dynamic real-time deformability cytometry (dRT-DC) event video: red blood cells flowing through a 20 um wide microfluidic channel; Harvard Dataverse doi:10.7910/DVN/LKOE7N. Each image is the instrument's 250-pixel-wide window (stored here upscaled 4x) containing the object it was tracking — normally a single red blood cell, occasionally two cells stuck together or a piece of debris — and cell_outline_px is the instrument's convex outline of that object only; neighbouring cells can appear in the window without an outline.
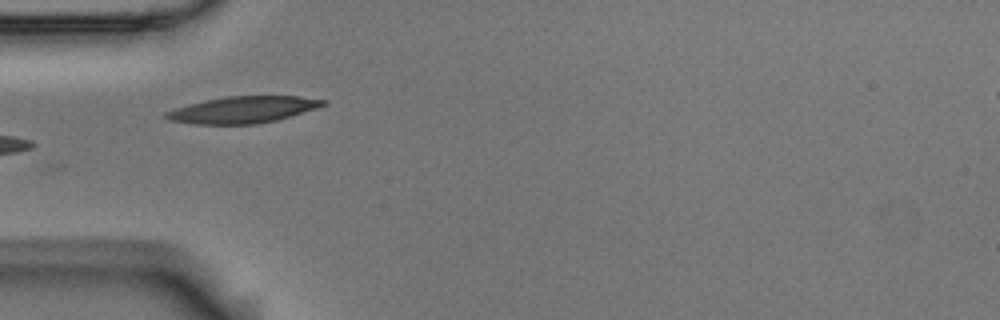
{"species": "Egyptian fruit bat (a non-hibernating species)", "species_latin": "Rousettus aegyptiacus", "temperature_condition": "room temperature", "stored_images_in_passage": 15, "camera_frame_rate_fps": 3000, "um_per_image_px": 0.085, "animal": {"sex": "male"}, "frame": {"image": 1, "passage_image": 5, "time_ms": 1.333, "image_size_px": [1000, 320], "cell_outline_px": [[328, 104], [316, 108], [276, 120], [256, 124], [192, 124], [172, 120], [164, 116], [164, 112], [188, 104], [228, 96], [300, 96], [328, 100]], "centroid_in_image_um": [20.68, 9.32], "position_along_channel_um": 64.3, "area_um2": 24.16}}
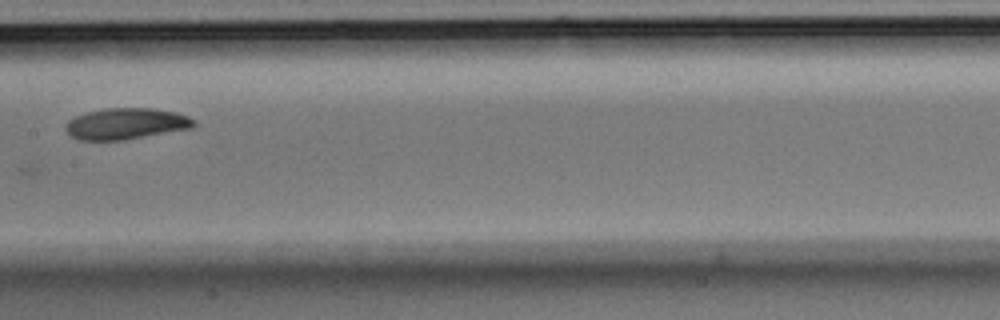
{"frame": {"image": 2, "passage_image": 8, "time_ms": 2.333, "image_size_px": [1000, 320], "cell_outline_px": [[196, 124], [192, 128], [124, 140], [80, 140], [72, 136], [64, 128], [68, 120], [76, 116], [88, 112], [104, 108], [152, 108], [176, 112], [188, 116], [196, 120]], "centroid_in_image_um": [10.74, 10.51], "position_along_channel_um": 196.7, "area_um2": 23.35}}
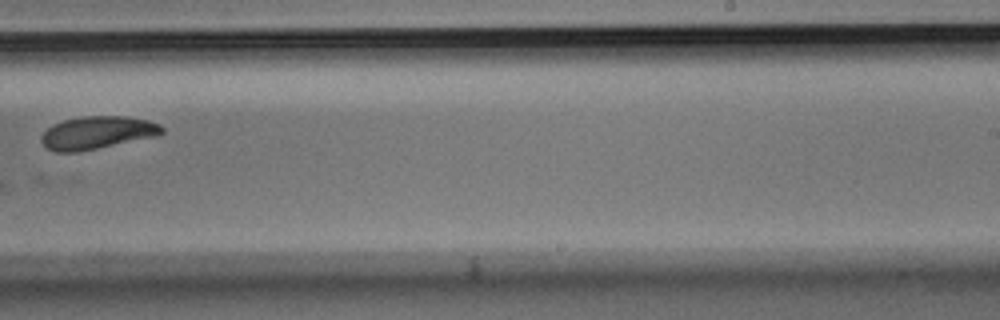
{"frame": {"image": 3, "passage_image": 10, "time_ms": 3.0, "image_size_px": [1000, 320], "cell_outline_px": [[164, 132], [156, 136], [76, 152], [56, 152], [48, 148], [40, 140], [40, 136], [52, 124], [64, 120], [80, 116], [124, 116], [148, 120], [160, 124], [164, 128]], "centroid_in_image_um": [8.25, 11.26], "position_along_channel_um": 280.7, "area_um2": 22.89}}